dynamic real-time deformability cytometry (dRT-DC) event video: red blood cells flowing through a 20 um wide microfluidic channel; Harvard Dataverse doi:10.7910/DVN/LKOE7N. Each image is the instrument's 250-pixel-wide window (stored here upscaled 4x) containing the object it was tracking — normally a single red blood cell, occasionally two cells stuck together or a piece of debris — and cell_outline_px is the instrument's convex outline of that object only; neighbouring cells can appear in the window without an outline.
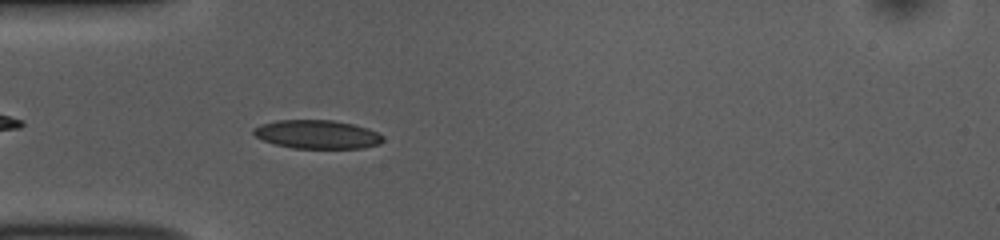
{"species": "common noctule bat (a hibernating species)", "species_latin": "Nyctalus noctula", "temperature_condition": "room temperature", "stored_images_in_passage": 42, "camera_frame_rate_fps": 3000, "um_per_image_px": 0.085, "animal": {"sex": "female", "body_mass_g": 10.0, "forearm_length_mm": 53.1}, "frame": {"image": 1, "passage_image": 5, "time_ms": 1.333, "image_size_px": [1000, 240], "cell_outline_px": [[384, 140], [380, 144], [364, 148], [292, 148], [276, 144], [264, 140], [256, 136], [252, 132], [252, 128], [260, 124], [276, 120], [332, 120], [352, 124], [368, 128], [384, 136]], "centroid_in_image_um": [26.97, 11.42], "position_along_channel_um": 58.0, "area_um2": 21.62}}
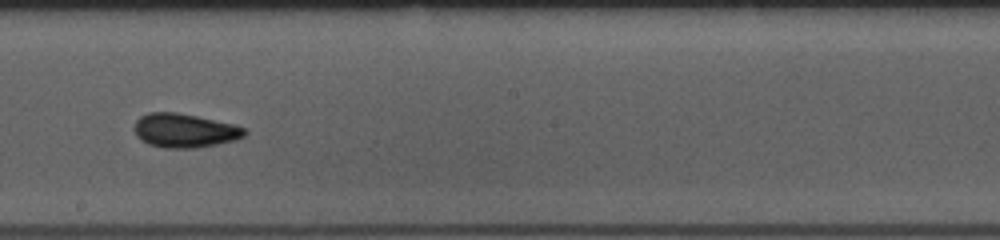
{"frame": {"image": 2, "passage_image": 19, "time_ms": 6.0, "image_size_px": [1000, 240], "cell_outline_px": [[248, 132], [244, 136], [236, 140], [216, 144], [192, 148], [164, 148], [148, 144], [140, 140], [136, 136], [132, 128], [136, 120], [140, 116], [148, 112], [176, 112], [236, 124], [244, 128]], "centroid_in_image_um": [15.66, 11.09], "position_along_channel_um": 232.5, "area_um2": 22.08}}
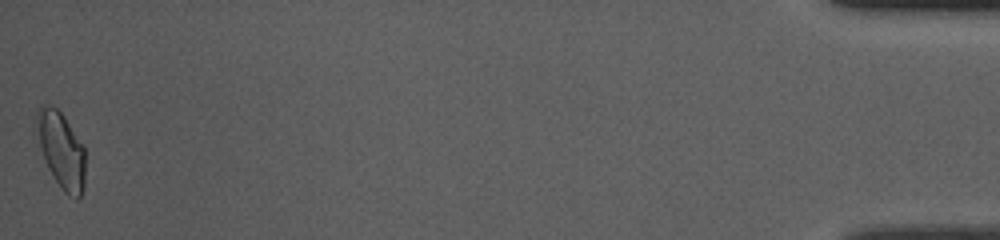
{"frame": {"image": 3, "passage_image": 42, "time_ms": 13.667, "image_size_px": [1000, 240], "cell_outline_px": [[84, 188], [80, 196], [76, 200], [68, 196], [64, 192], [48, 168], [32, 132], [32, 128], [36, 112], [40, 104], [48, 104], [56, 108], [64, 116], [84, 144]], "centroid_in_image_um": [5.14, 12.69], "position_along_channel_um": 430.1, "area_um2": 22.48}, "authors_computed_cell_mechanics": {"area_um2": 20.7502, "velocity_mm_per_s": 3.8078, "shape_relaxation_time_tau1_ms": 4.8486, "shape_relaxation_time_tau2_ms": 1.8829, "deformation_change_tau1": 0.1315, "deformation_change_tau2": 0.0722}}